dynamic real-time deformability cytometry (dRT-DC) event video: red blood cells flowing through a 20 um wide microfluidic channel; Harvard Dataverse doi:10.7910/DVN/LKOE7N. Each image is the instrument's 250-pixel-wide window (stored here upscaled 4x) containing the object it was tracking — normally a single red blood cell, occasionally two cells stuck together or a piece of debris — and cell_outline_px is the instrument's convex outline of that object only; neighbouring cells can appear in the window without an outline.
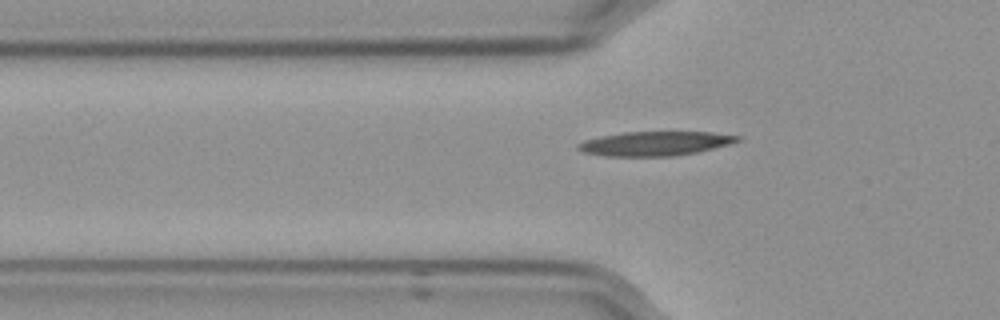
{"species": "Egyptian fruit bat (a non-hibernating species)", "species_latin": "Rousettus aegyptiacus", "temperature_condition": "cold", "stored_images_in_passage": 42, "camera_frame_rate_fps": 3000, "um_per_image_px": 0.085, "frame": {"image": 1, "passage_image": 4, "time_ms": 1.0, "image_size_px": [1000, 320], "cell_outline_px": [[740, 140], [728, 144], [696, 152], [672, 156], [604, 156], [584, 152], [576, 148], [576, 144], [584, 140], [600, 136], [624, 132], [712, 132], [740, 136]], "centroid_in_image_um": [55.62, 12.19], "position_along_channel_um": 70.2, "area_um2": 22.37}}
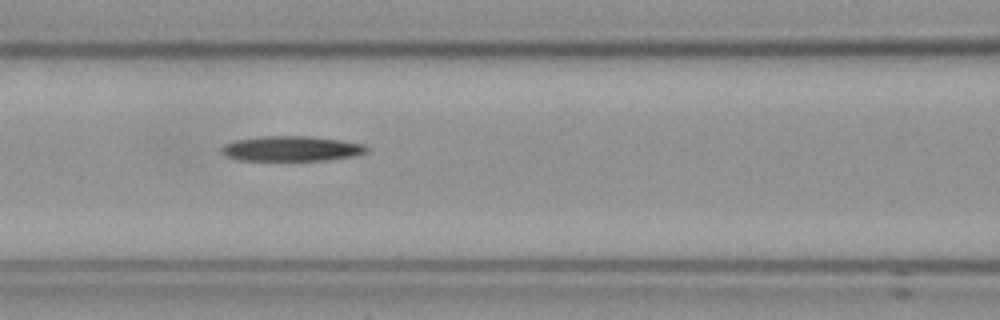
{"frame": {"image": 2, "passage_image": 10, "time_ms": 3.0, "image_size_px": [1000, 320], "cell_outline_px": [[368, 152], [352, 156], [328, 160], [240, 160], [228, 156], [220, 152], [220, 148], [224, 144], [236, 140], [260, 136], [312, 136], [340, 140], [364, 144], [368, 148]], "centroid_in_image_um": [24.77, 12.62], "position_along_channel_um": 141.8, "area_um2": 21.21}}
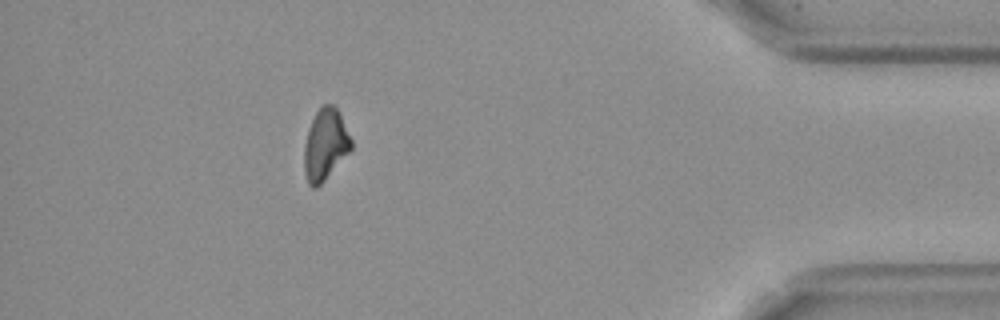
{"frame": {"image": 3, "passage_image": 36, "time_ms": 11.667, "image_size_px": [1000, 320], "cell_outline_px": [[352, 148], [324, 180], [316, 188], [312, 188], [308, 184], [304, 172], [304, 144], [308, 128], [320, 104], [332, 104], [340, 112], [352, 140]], "centroid_in_image_um": [27.64, 12.26], "position_along_channel_um": 407.6, "area_um2": 19.59}}